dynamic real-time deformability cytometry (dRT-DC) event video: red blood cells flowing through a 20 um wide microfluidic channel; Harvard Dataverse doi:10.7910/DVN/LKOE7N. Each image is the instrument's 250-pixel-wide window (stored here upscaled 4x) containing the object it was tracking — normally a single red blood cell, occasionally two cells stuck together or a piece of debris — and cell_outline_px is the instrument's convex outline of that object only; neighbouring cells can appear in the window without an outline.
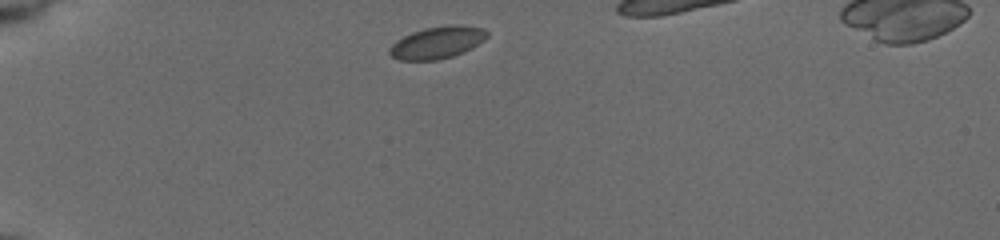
{"species": "common noctule bat (a hibernating species)", "species_latin": "Nyctalus noctula", "temperature_condition": "cold", "stored_images_in_passage": 38, "camera_frame_rate_fps": 3000, "um_per_image_px": 0.085, "animal": {"sex": "female", "body_mass_g": 19.5, "forearm_length_mm": 54.1}, "frame": {"image": 1, "passage_image": 2, "time_ms": 0.333, "image_size_px": [1000, 240], "cell_outline_px": [[488, 36], [484, 40], [472, 48], [464, 52], [452, 56], [436, 60], [400, 60], [392, 56], [388, 52], [388, 48], [396, 40], [412, 32], [424, 28], [448, 24], [460, 24], [484, 28], [488, 32]], "centroid_in_image_um": [37.18, 3.6], "position_along_channel_um": 47.8, "area_um2": 18.44}}
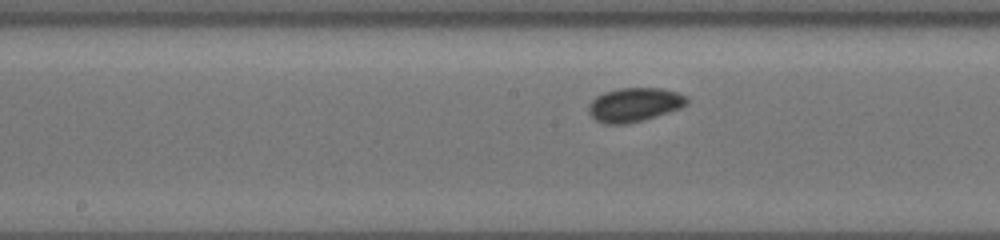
{"frame": {"image": 2, "passage_image": 17, "time_ms": 5.333, "image_size_px": [1000, 240], "cell_outline_px": [[688, 104], [680, 108], [656, 116], [628, 124], [604, 124], [596, 120], [588, 112], [588, 104], [596, 96], [604, 92], [620, 88], [664, 88], [688, 96]], "centroid_in_image_um": [53.92, 8.89], "position_along_channel_um": 194.3, "area_um2": 19.54}}
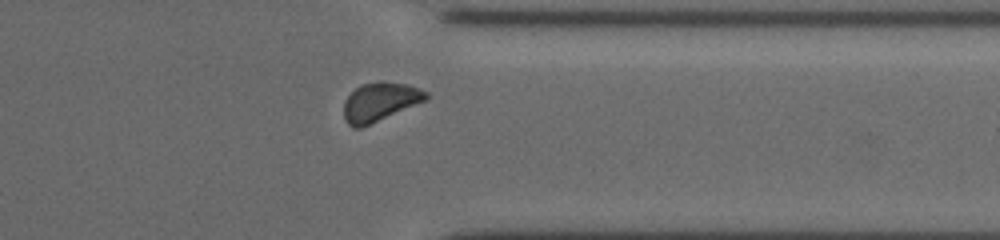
{"frame": {"image": 3, "passage_image": 32, "time_ms": 10.333, "image_size_px": [1000, 240], "cell_outline_px": [[428, 100], [360, 128], [352, 128], [348, 124], [344, 116], [344, 100], [360, 84], [380, 80], [384, 80], [408, 84], [428, 92]], "centroid_in_image_um": [32.31, 8.63], "position_along_channel_um": 379.1, "area_um2": 18.79}}